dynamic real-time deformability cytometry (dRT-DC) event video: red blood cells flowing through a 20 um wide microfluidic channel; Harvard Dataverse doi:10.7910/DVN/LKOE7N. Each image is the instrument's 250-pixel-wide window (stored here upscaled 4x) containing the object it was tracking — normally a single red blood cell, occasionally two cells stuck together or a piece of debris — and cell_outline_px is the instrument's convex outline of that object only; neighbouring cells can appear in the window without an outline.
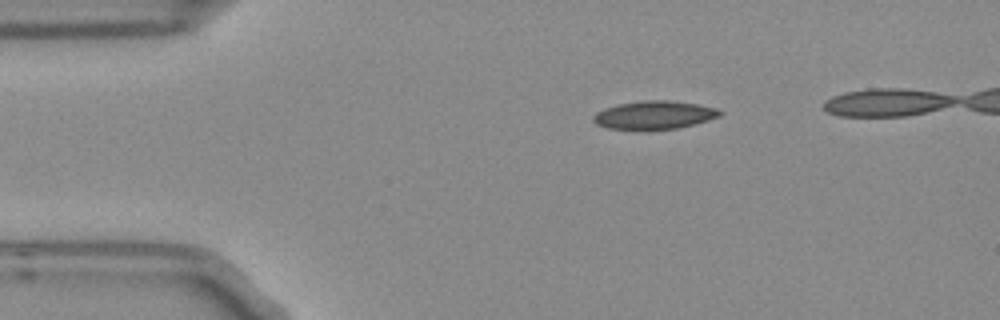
{"species": "Egyptian fruit bat (a non-hibernating species)", "species_latin": "Rousettus aegyptiacus", "temperature_condition": "room temperature", "stored_images_in_passage": 3, "camera_frame_rate_fps": 3000, "um_per_image_px": 0.085, "frame": {"image": 1, "passage_image": 1, "time_ms": 0.0, "image_size_px": [1000, 320], "cell_outline_px": [[724, 112], [720, 116], [708, 120], [676, 128], [608, 128], [596, 124], [592, 120], [592, 116], [596, 112], [604, 108], [616, 104], [644, 100], [668, 100], [696, 104], [716, 108]], "centroid_in_image_um": [55.59, 9.75], "position_along_channel_um": 29.4, "area_um2": 20.4}}